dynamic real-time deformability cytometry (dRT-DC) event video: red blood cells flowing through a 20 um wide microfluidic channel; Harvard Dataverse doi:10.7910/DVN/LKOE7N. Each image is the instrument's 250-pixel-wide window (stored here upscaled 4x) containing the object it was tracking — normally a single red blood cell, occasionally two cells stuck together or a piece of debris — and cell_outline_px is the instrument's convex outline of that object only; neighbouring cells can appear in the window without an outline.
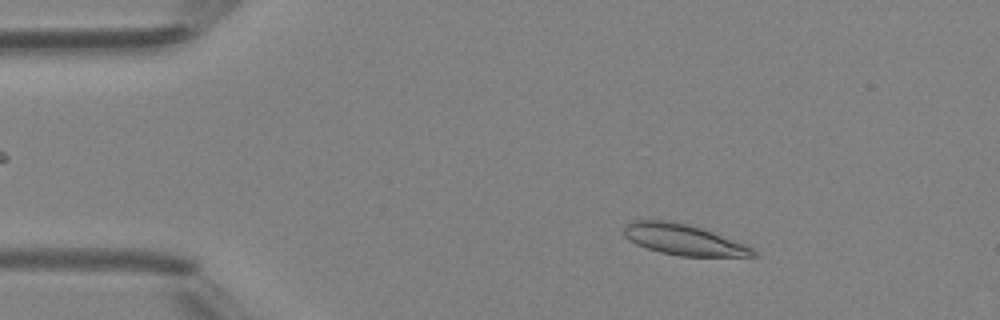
{"species": "Egyptian fruit bat (a non-hibernating species)", "species_latin": "Rousettus aegyptiacus", "temperature_condition": "room temperature", "stored_images_in_passage": 46, "camera_frame_rate_fps": 3000, "um_per_image_px": 0.085, "animal": {"sex": "female"}, "frame": {"image": 1, "passage_image": 7, "time_ms": 2.0, "image_size_px": [1000, 320], "cell_outline_px": [[760, 256], [680, 256], [660, 252], [636, 244], [628, 240], [624, 236], [624, 224], [632, 220], [676, 220], [712, 232], [744, 244], [752, 248]], "centroid_in_image_um": [58.05, 20.35], "position_along_channel_um": 27.0, "area_um2": 23.18}}
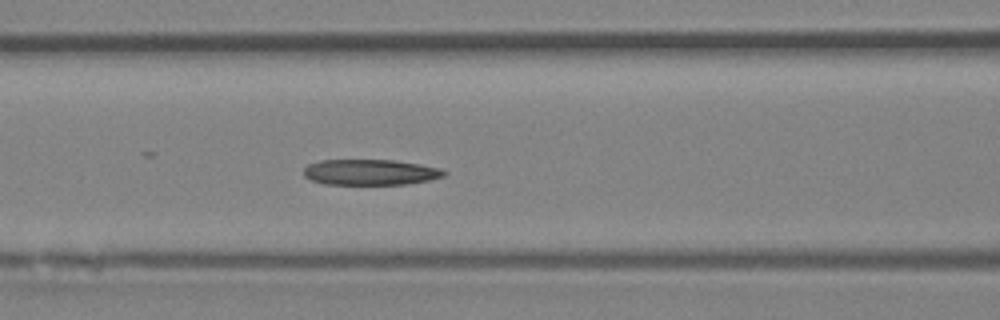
{"frame": {"image": 2, "passage_image": 19, "time_ms": 6.0, "image_size_px": [1000, 320], "cell_outline_px": [[448, 172], [444, 176], [428, 180], [408, 184], [324, 184], [312, 180], [304, 176], [304, 168], [308, 164], [320, 160], [392, 160], [420, 164], [440, 168]], "centroid_in_image_um": [31.48, 14.63], "position_along_channel_um": 135.1, "area_um2": 20.98}}
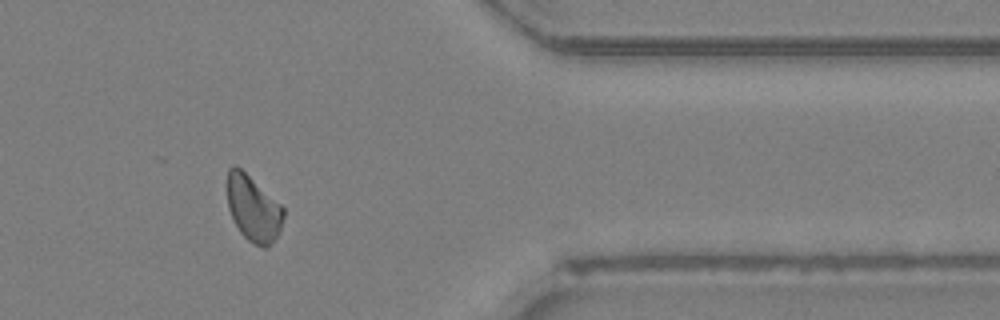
{"frame": {"image": 3, "passage_image": 38, "time_ms": 12.333, "image_size_px": [1000, 320], "cell_outline_px": [[284, 216], [280, 232], [268, 248], [264, 248], [252, 244], [240, 232], [228, 208], [228, 168], [232, 164], [236, 164], [280, 204], [284, 208]], "centroid_in_image_um": [21.54, 17.75], "position_along_channel_um": 389.9, "area_um2": 21.5}, "authors_computed_cell_mechanics": {"area_um2": 21.7906, "velocity_mm_per_s": 4.3477, "shape_relaxation_time_tau1_ms": 5.8334, "shape_relaxation_time_tau2_ms": 8.4176, "deformation_change_tau1": 0.1488, "deformation_change_tau2": 0.1659}}